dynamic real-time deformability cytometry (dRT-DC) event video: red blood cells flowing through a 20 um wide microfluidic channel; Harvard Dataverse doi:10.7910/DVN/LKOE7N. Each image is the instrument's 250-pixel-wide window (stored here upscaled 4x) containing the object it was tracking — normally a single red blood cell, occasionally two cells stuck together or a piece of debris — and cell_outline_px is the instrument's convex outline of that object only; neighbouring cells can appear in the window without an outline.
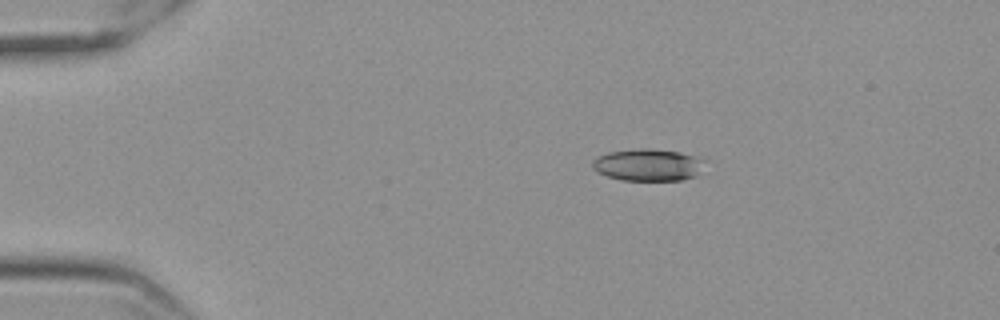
{"species": "Egyptian fruit bat (a non-hibernating species)", "species_latin": "Rousettus aegyptiacus", "temperature_condition": "cold", "stored_images_in_passage": 48, "camera_frame_rate_fps": 3000, "um_per_image_px": 0.085, "frame": {"image": 1, "passage_image": 1, "time_ms": 0.0, "image_size_px": [1000, 320], "cell_outline_px": [[708, 160], [696, 176], [680, 180], [620, 180], [596, 172], [592, 168], [592, 160], [596, 156], [608, 152], [640, 148], [648, 148], [680, 152], [700, 156]], "centroid_in_image_um": [55.1, 14.0], "position_along_channel_um": 29.9, "area_um2": 21.39}}
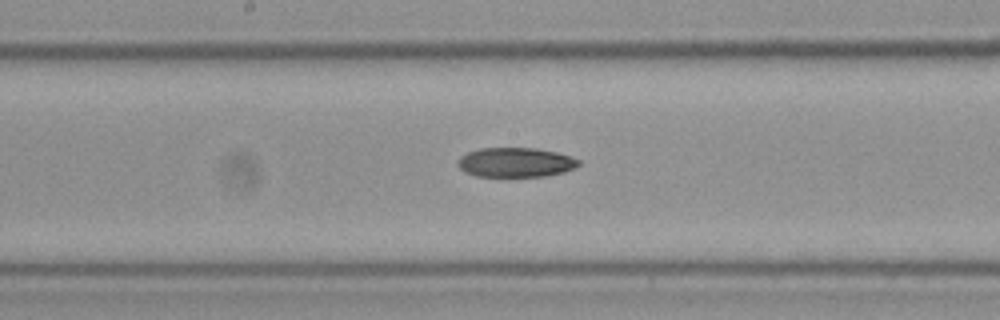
{"frame": {"image": 2, "passage_image": 21, "time_ms": 6.667, "image_size_px": [1000, 320], "cell_outline_px": [[580, 164], [564, 172], [544, 176], [476, 176], [464, 172], [456, 164], [456, 160], [460, 156], [468, 152], [480, 148], [536, 148], [556, 152], [572, 156], [580, 160]], "centroid_in_image_um": [43.79, 13.79], "position_along_channel_um": 204.4, "area_um2": 20.87}}
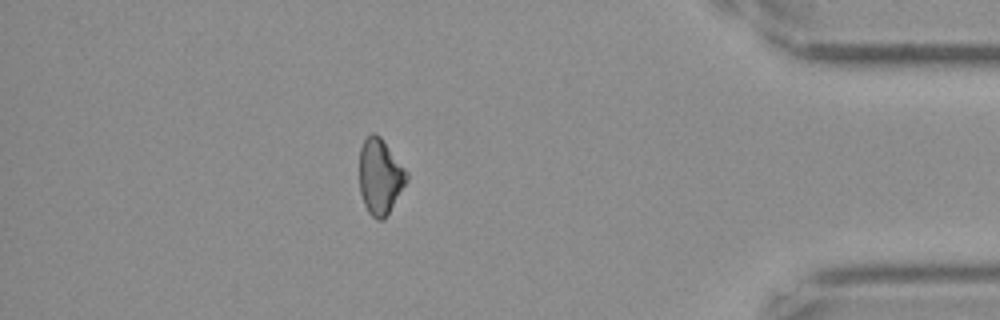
{"frame": {"image": 3, "passage_image": 41, "time_ms": 13.333, "image_size_px": [1000, 320], "cell_outline_px": [[408, 180], [384, 220], [376, 220], [368, 212], [364, 204], [360, 192], [360, 148], [364, 140], [372, 132], [380, 136], [408, 172]], "centroid_in_image_um": [32.31, 15.02], "position_along_channel_um": 402.9, "area_um2": 20.69}}